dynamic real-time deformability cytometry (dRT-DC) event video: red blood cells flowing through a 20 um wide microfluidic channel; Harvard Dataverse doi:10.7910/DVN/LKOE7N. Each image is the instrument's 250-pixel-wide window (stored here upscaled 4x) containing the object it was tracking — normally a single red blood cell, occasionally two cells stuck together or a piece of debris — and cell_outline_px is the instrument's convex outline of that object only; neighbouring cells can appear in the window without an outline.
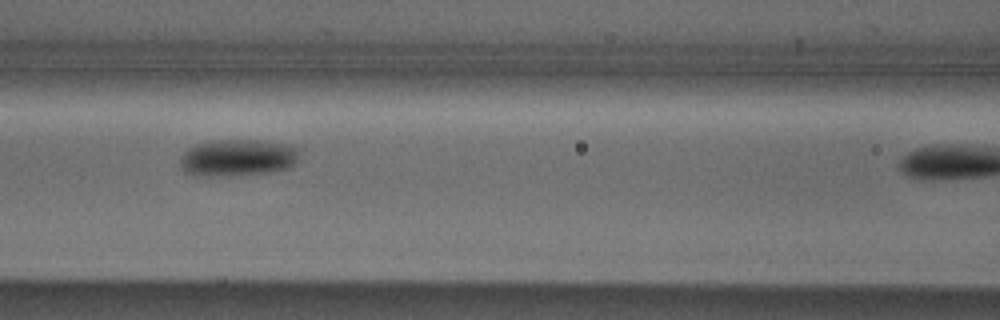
{"species": "Egyptian fruit bat (a non-hibernating species)", "species_latin": "Rousettus aegyptiacus", "temperature_condition": "cold", "stored_images_in_passage": 6, "camera_frame_rate_fps": 3000, "um_per_image_px": 0.085, "animal": {"sex": "male"}, "frame": {"image": 1, "passage_image": 5, "time_ms": 1.333, "image_size_px": [1000, 320], "cell_outline_px": [[300, 152], [296, 164], [288, 168], [268, 172], [208, 176], [184, 172], [180, 164], [180, 156], [188, 148], [196, 144], [212, 140], [264, 140], [284, 144], [296, 148]], "centroid_in_image_um": [20.2, 13.38], "position_along_channel_um": 146.4, "area_um2": 25.43}}